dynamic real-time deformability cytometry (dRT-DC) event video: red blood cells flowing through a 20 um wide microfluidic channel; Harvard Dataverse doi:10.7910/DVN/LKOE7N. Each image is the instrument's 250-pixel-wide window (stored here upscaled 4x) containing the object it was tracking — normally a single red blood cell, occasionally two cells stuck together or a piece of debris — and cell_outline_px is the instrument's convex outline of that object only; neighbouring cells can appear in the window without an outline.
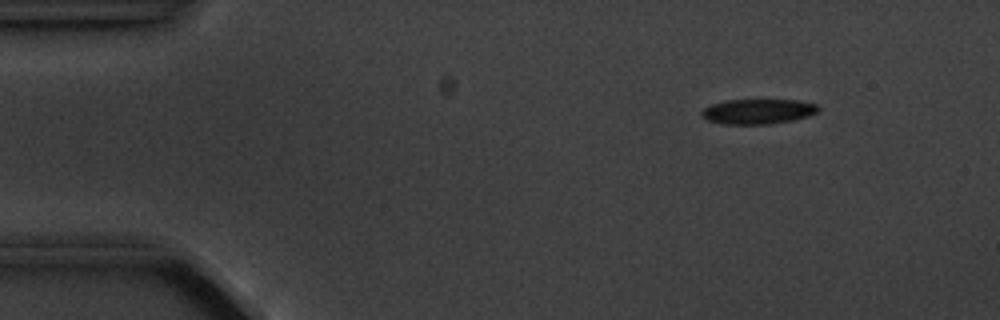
{"species": "common noctule bat (a hibernating species)", "species_latin": "Nyctalus noctula", "temperature_condition": "cold", "stored_images_in_passage": 7, "camera_frame_rate_fps": 3000, "um_per_image_px": 0.085, "animal": {"sex": "male", "body_mass_g": 20.1, "forearm_length_mm": 53.5}, "frame": {"image": 1, "passage_image": 1, "time_ms": 0.0, "image_size_px": [1000, 320], "cell_outline_px": [[820, 108], [816, 112], [808, 116], [792, 120], [768, 124], [724, 124], [708, 120], [700, 112], [704, 108], [712, 104], [724, 100], [800, 100], [816, 104]], "centroid_in_image_um": [64.44, 9.46], "position_along_channel_um": 20.6, "area_um2": 16.88}}
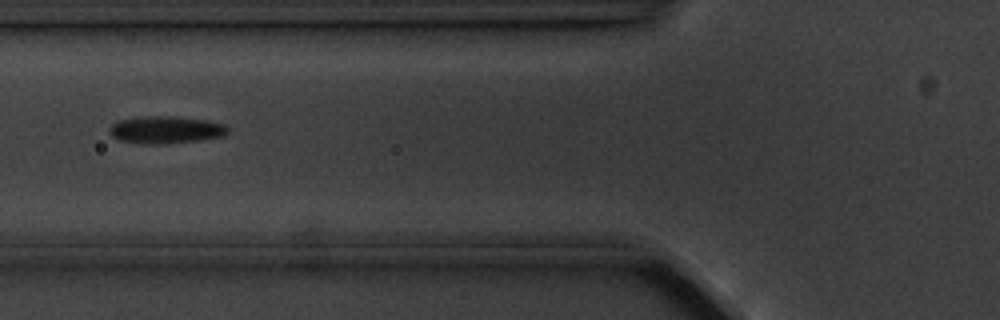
{"frame": {"image": 2, "passage_image": 5, "time_ms": 4.667, "image_size_px": [1000, 320], "cell_outline_px": [[228, 132], [224, 136], [196, 140], [160, 144], [144, 144], [120, 140], [112, 136], [112, 124], [120, 120], [140, 116], [172, 116], [204, 120], [224, 124], [228, 128]], "centroid_in_image_um": [14.1, 11.03], "position_along_channel_um": 111.7, "area_um2": 18.5}}